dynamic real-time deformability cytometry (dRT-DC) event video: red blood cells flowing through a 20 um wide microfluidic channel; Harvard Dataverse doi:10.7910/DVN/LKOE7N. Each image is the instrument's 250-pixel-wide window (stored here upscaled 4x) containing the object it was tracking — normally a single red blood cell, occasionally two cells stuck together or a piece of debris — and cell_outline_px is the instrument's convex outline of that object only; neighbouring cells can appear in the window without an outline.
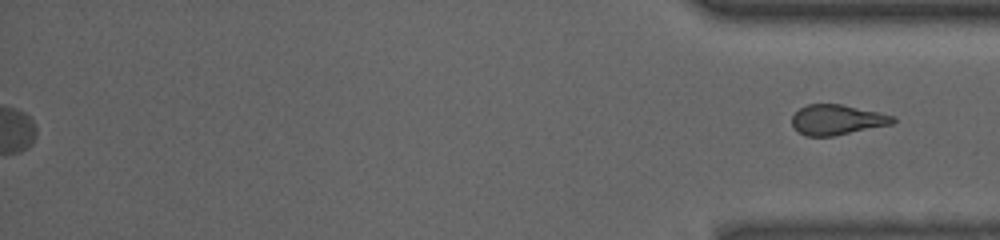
{"species": "common noctule bat (a hibernating species)", "species_latin": "Nyctalus noctula", "temperature_condition": "room temperature", "stored_images_in_passage": 39, "segment_of_instrument_passage": [2, 2], "camera_frame_rate_fps": 3000, "um_per_image_px": 0.085, "animal": {"sex": "male", "body_mass_g": 13.0, "forearm_length_mm": 53.1}, "frame": {"image": 1, "passage_image": 39, "time_ms": 12.667, "image_size_px": [1000, 240], "cell_outline_px": [[896, 120], [892, 124], [832, 136], [804, 136], [792, 124], [792, 116], [800, 108], [808, 104], [840, 104], [880, 112], [896, 116]], "centroid_in_image_um": [71.17, 10.17], "position_along_channel_um": 364.0, "area_um2": 17.63}}